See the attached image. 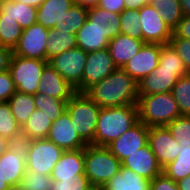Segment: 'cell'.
I'll list each match as a JSON object with an SVG mask.
<instances>
[{
  "label": "cell",
  "mask_w": 190,
  "mask_h": 190,
  "mask_svg": "<svg viewBox=\"0 0 190 190\" xmlns=\"http://www.w3.org/2000/svg\"><path fill=\"white\" fill-rule=\"evenodd\" d=\"M117 69L108 48L88 52L82 76V92L106 78Z\"/></svg>",
  "instance_id": "cell-11"
},
{
  "label": "cell",
  "mask_w": 190,
  "mask_h": 190,
  "mask_svg": "<svg viewBox=\"0 0 190 190\" xmlns=\"http://www.w3.org/2000/svg\"><path fill=\"white\" fill-rule=\"evenodd\" d=\"M121 161L106 146L84 148V174L93 187H103L121 169Z\"/></svg>",
  "instance_id": "cell-4"
},
{
  "label": "cell",
  "mask_w": 190,
  "mask_h": 190,
  "mask_svg": "<svg viewBox=\"0 0 190 190\" xmlns=\"http://www.w3.org/2000/svg\"><path fill=\"white\" fill-rule=\"evenodd\" d=\"M15 92L16 87L9 70L0 73V103L8 101Z\"/></svg>",
  "instance_id": "cell-43"
},
{
  "label": "cell",
  "mask_w": 190,
  "mask_h": 190,
  "mask_svg": "<svg viewBox=\"0 0 190 190\" xmlns=\"http://www.w3.org/2000/svg\"><path fill=\"white\" fill-rule=\"evenodd\" d=\"M98 7L120 14L125 9V3L124 0H100Z\"/></svg>",
  "instance_id": "cell-46"
},
{
  "label": "cell",
  "mask_w": 190,
  "mask_h": 190,
  "mask_svg": "<svg viewBox=\"0 0 190 190\" xmlns=\"http://www.w3.org/2000/svg\"><path fill=\"white\" fill-rule=\"evenodd\" d=\"M172 94L180 114L190 116V73L177 80L173 86Z\"/></svg>",
  "instance_id": "cell-37"
},
{
  "label": "cell",
  "mask_w": 190,
  "mask_h": 190,
  "mask_svg": "<svg viewBox=\"0 0 190 190\" xmlns=\"http://www.w3.org/2000/svg\"><path fill=\"white\" fill-rule=\"evenodd\" d=\"M17 124L22 128L30 115L36 110L33 94L16 91L8 100Z\"/></svg>",
  "instance_id": "cell-29"
},
{
  "label": "cell",
  "mask_w": 190,
  "mask_h": 190,
  "mask_svg": "<svg viewBox=\"0 0 190 190\" xmlns=\"http://www.w3.org/2000/svg\"><path fill=\"white\" fill-rule=\"evenodd\" d=\"M51 187V190H89L93 186L84 174L74 176V180H52Z\"/></svg>",
  "instance_id": "cell-41"
},
{
  "label": "cell",
  "mask_w": 190,
  "mask_h": 190,
  "mask_svg": "<svg viewBox=\"0 0 190 190\" xmlns=\"http://www.w3.org/2000/svg\"><path fill=\"white\" fill-rule=\"evenodd\" d=\"M52 178L39 172L25 171L20 186L26 190H51Z\"/></svg>",
  "instance_id": "cell-40"
},
{
  "label": "cell",
  "mask_w": 190,
  "mask_h": 190,
  "mask_svg": "<svg viewBox=\"0 0 190 190\" xmlns=\"http://www.w3.org/2000/svg\"><path fill=\"white\" fill-rule=\"evenodd\" d=\"M183 15L190 16V0H179Z\"/></svg>",
  "instance_id": "cell-52"
},
{
  "label": "cell",
  "mask_w": 190,
  "mask_h": 190,
  "mask_svg": "<svg viewBox=\"0 0 190 190\" xmlns=\"http://www.w3.org/2000/svg\"><path fill=\"white\" fill-rule=\"evenodd\" d=\"M7 190H15V187H10V188L7 189Z\"/></svg>",
  "instance_id": "cell-57"
},
{
  "label": "cell",
  "mask_w": 190,
  "mask_h": 190,
  "mask_svg": "<svg viewBox=\"0 0 190 190\" xmlns=\"http://www.w3.org/2000/svg\"><path fill=\"white\" fill-rule=\"evenodd\" d=\"M75 5H80L83 8L90 9L97 7L100 0H73Z\"/></svg>",
  "instance_id": "cell-49"
},
{
  "label": "cell",
  "mask_w": 190,
  "mask_h": 190,
  "mask_svg": "<svg viewBox=\"0 0 190 190\" xmlns=\"http://www.w3.org/2000/svg\"><path fill=\"white\" fill-rule=\"evenodd\" d=\"M149 3L159 11L161 18L171 30L184 16L179 0H150Z\"/></svg>",
  "instance_id": "cell-32"
},
{
  "label": "cell",
  "mask_w": 190,
  "mask_h": 190,
  "mask_svg": "<svg viewBox=\"0 0 190 190\" xmlns=\"http://www.w3.org/2000/svg\"><path fill=\"white\" fill-rule=\"evenodd\" d=\"M12 54L11 48L0 46V73L9 70Z\"/></svg>",
  "instance_id": "cell-47"
},
{
  "label": "cell",
  "mask_w": 190,
  "mask_h": 190,
  "mask_svg": "<svg viewBox=\"0 0 190 190\" xmlns=\"http://www.w3.org/2000/svg\"><path fill=\"white\" fill-rule=\"evenodd\" d=\"M23 143L26 150V169L50 176L63 150L47 138Z\"/></svg>",
  "instance_id": "cell-7"
},
{
  "label": "cell",
  "mask_w": 190,
  "mask_h": 190,
  "mask_svg": "<svg viewBox=\"0 0 190 190\" xmlns=\"http://www.w3.org/2000/svg\"><path fill=\"white\" fill-rule=\"evenodd\" d=\"M88 18V9L73 5L62 17L58 27L54 29L66 33L77 34Z\"/></svg>",
  "instance_id": "cell-33"
},
{
  "label": "cell",
  "mask_w": 190,
  "mask_h": 190,
  "mask_svg": "<svg viewBox=\"0 0 190 190\" xmlns=\"http://www.w3.org/2000/svg\"><path fill=\"white\" fill-rule=\"evenodd\" d=\"M109 40L120 34V14L103 10L100 7L88 9V18Z\"/></svg>",
  "instance_id": "cell-25"
},
{
  "label": "cell",
  "mask_w": 190,
  "mask_h": 190,
  "mask_svg": "<svg viewBox=\"0 0 190 190\" xmlns=\"http://www.w3.org/2000/svg\"><path fill=\"white\" fill-rule=\"evenodd\" d=\"M140 19L138 10L124 9L120 13V33L142 40Z\"/></svg>",
  "instance_id": "cell-38"
},
{
  "label": "cell",
  "mask_w": 190,
  "mask_h": 190,
  "mask_svg": "<svg viewBox=\"0 0 190 190\" xmlns=\"http://www.w3.org/2000/svg\"><path fill=\"white\" fill-rule=\"evenodd\" d=\"M15 190H26V189L22 188L21 186H17L15 187Z\"/></svg>",
  "instance_id": "cell-56"
},
{
  "label": "cell",
  "mask_w": 190,
  "mask_h": 190,
  "mask_svg": "<svg viewBox=\"0 0 190 190\" xmlns=\"http://www.w3.org/2000/svg\"><path fill=\"white\" fill-rule=\"evenodd\" d=\"M148 144L162 169L179 155L180 144L166 126L149 127Z\"/></svg>",
  "instance_id": "cell-12"
},
{
  "label": "cell",
  "mask_w": 190,
  "mask_h": 190,
  "mask_svg": "<svg viewBox=\"0 0 190 190\" xmlns=\"http://www.w3.org/2000/svg\"><path fill=\"white\" fill-rule=\"evenodd\" d=\"M150 0H124L125 9L139 10L142 6L149 4Z\"/></svg>",
  "instance_id": "cell-48"
},
{
  "label": "cell",
  "mask_w": 190,
  "mask_h": 190,
  "mask_svg": "<svg viewBox=\"0 0 190 190\" xmlns=\"http://www.w3.org/2000/svg\"><path fill=\"white\" fill-rule=\"evenodd\" d=\"M74 128L69 113L64 111L56 121L52 122L47 139L55 143L63 151L85 148L88 144Z\"/></svg>",
  "instance_id": "cell-16"
},
{
  "label": "cell",
  "mask_w": 190,
  "mask_h": 190,
  "mask_svg": "<svg viewBox=\"0 0 190 190\" xmlns=\"http://www.w3.org/2000/svg\"><path fill=\"white\" fill-rule=\"evenodd\" d=\"M150 183V179L121 166L120 171L103 185L102 190H150Z\"/></svg>",
  "instance_id": "cell-23"
},
{
  "label": "cell",
  "mask_w": 190,
  "mask_h": 190,
  "mask_svg": "<svg viewBox=\"0 0 190 190\" xmlns=\"http://www.w3.org/2000/svg\"><path fill=\"white\" fill-rule=\"evenodd\" d=\"M100 107L85 93L75 92L67 103L72 125L79 136L87 143L94 141Z\"/></svg>",
  "instance_id": "cell-5"
},
{
  "label": "cell",
  "mask_w": 190,
  "mask_h": 190,
  "mask_svg": "<svg viewBox=\"0 0 190 190\" xmlns=\"http://www.w3.org/2000/svg\"><path fill=\"white\" fill-rule=\"evenodd\" d=\"M142 40L145 43L169 44L172 30L161 18L159 11L150 3L139 10Z\"/></svg>",
  "instance_id": "cell-10"
},
{
  "label": "cell",
  "mask_w": 190,
  "mask_h": 190,
  "mask_svg": "<svg viewBox=\"0 0 190 190\" xmlns=\"http://www.w3.org/2000/svg\"><path fill=\"white\" fill-rule=\"evenodd\" d=\"M75 92L76 90L50 64L44 67L37 93L68 103Z\"/></svg>",
  "instance_id": "cell-18"
},
{
  "label": "cell",
  "mask_w": 190,
  "mask_h": 190,
  "mask_svg": "<svg viewBox=\"0 0 190 190\" xmlns=\"http://www.w3.org/2000/svg\"><path fill=\"white\" fill-rule=\"evenodd\" d=\"M88 53L75 47L49 59L50 64L77 92H82V76Z\"/></svg>",
  "instance_id": "cell-8"
},
{
  "label": "cell",
  "mask_w": 190,
  "mask_h": 190,
  "mask_svg": "<svg viewBox=\"0 0 190 190\" xmlns=\"http://www.w3.org/2000/svg\"><path fill=\"white\" fill-rule=\"evenodd\" d=\"M171 38H185L190 40V16H183L181 21L172 30Z\"/></svg>",
  "instance_id": "cell-45"
},
{
  "label": "cell",
  "mask_w": 190,
  "mask_h": 190,
  "mask_svg": "<svg viewBox=\"0 0 190 190\" xmlns=\"http://www.w3.org/2000/svg\"><path fill=\"white\" fill-rule=\"evenodd\" d=\"M89 190H102L101 187H91Z\"/></svg>",
  "instance_id": "cell-55"
},
{
  "label": "cell",
  "mask_w": 190,
  "mask_h": 190,
  "mask_svg": "<svg viewBox=\"0 0 190 190\" xmlns=\"http://www.w3.org/2000/svg\"><path fill=\"white\" fill-rule=\"evenodd\" d=\"M148 132L149 127L138 121L106 147L122 162L126 157L136 152V150L148 144Z\"/></svg>",
  "instance_id": "cell-14"
},
{
  "label": "cell",
  "mask_w": 190,
  "mask_h": 190,
  "mask_svg": "<svg viewBox=\"0 0 190 190\" xmlns=\"http://www.w3.org/2000/svg\"><path fill=\"white\" fill-rule=\"evenodd\" d=\"M23 29L11 17H0V46L11 48L17 45Z\"/></svg>",
  "instance_id": "cell-35"
},
{
  "label": "cell",
  "mask_w": 190,
  "mask_h": 190,
  "mask_svg": "<svg viewBox=\"0 0 190 190\" xmlns=\"http://www.w3.org/2000/svg\"><path fill=\"white\" fill-rule=\"evenodd\" d=\"M137 105L101 108L94 141L96 146H107L138 122Z\"/></svg>",
  "instance_id": "cell-2"
},
{
  "label": "cell",
  "mask_w": 190,
  "mask_h": 190,
  "mask_svg": "<svg viewBox=\"0 0 190 190\" xmlns=\"http://www.w3.org/2000/svg\"><path fill=\"white\" fill-rule=\"evenodd\" d=\"M48 37L49 29L42 24L35 23L24 28L17 45L12 50V55L46 61V42Z\"/></svg>",
  "instance_id": "cell-9"
},
{
  "label": "cell",
  "mask_w": 190,
  "mask_h": 190,
  "mask_svg": "<svg viewBox=\"0 0 190 190\" xmlns=\"http://www.w3.org/2000/svg\"><path fill=\"white\" fill-rule=\"evenodd\" d=\"M161 44L144 43L140 51L122 68L139 83L159 65Z\"/></svg>",
  "instance_id": "cell-15"
},
{
  "label": "cell",
  "mask_w": 190,
  "mask_h": 190,
  "mask_svg": "<svg viewBox=\"0 0 190 190\" xmlns=\"http://www.w3.org/2000/svg\"><path fill=\"white\" fill-rule=\"evenodd\" d=\"M180 76L175 70L161 69L158 65L150 75L138 83V95H152L172 92Z\"/></svg>",
  "instance_id": "cell-19"
},
{
  "label": "cell",
  "mask_w": 190,
  "mask_h": 190,
  "mask_svg": "<svg viewBox=\"0 0 190 190\" xmlns=\"http://www.w3.org/2000/svg\"><path fill=\"white\" fill-rule=\"evenodd\" d=\"M0 136L11 143L21 142V127L17 124L8 101L0 103Z\"/></svg>",
  "instance_id": "cell-30"
},
{
  "label": "cell",
  "mask_w": 190,
  "mask_h": 190,
  "mask_svg": "<svg viewBox=\"0 0 190 190\" xmlns=\"http://www.w3.org/2000/svg\"><path fill=\"white\" fill-rule=\"evenodd\" d=\"M48 61L24 58L12 55L9 72L16 87V91L26 94H36L41 81V75Z\"/></svg>",
  "instance_id": "cell-6"
},
{
  "label": "cell",
  "mask_w": 190,
  "mask_h": 190,
  "mask_svg": "<svg viewBox=\"0 0 190 190\" xmlns=\"http://www.w3.org/2000/svg\"><path fill=\"white\" fill-rule=\"evenodd\" d=\"M159 66L161 69L175 70L180 77L189 73L184 62L170 44L161 45Z\"/></svg>",
  "instance_id": "cell-36"
},
{
  "label": "cell",
  "mask_w": 190,
  "mask_h": 190,
  "mask_svg": "<svg viewBox=\"0 0 190 190\" xmlns=\"http://www.w3.org/2000/svg\"><path fill=\"white\" fill-rule=\"evenodd\" d=\"M169 44L180 56L185 68L190 72V40L185 38H171Z\"/></svg>",
  "instance_id": "cell-42"
},
{
  "label": "cell",
  "mask_w": 190,
  "mask_h": 190,
  "mask_svg": "<svg viewBox=\"0 0 190 190\" xmlns=\"http://www.w3.org/2000/svg\"><path fill=\"white\" fill-rule=\"evenodd\" d=\"M52 121L36 109L21 128V142L48 137Z\"/></svg>",
  "instance_id": "cell-26"
},
{
  "label": "cell",
  "mask_w": 190,
  "mask_h": 190,
  "mask_svg": "<svg viewBox=\"0 0 190 190\" xmlns=\"http://www.w3.org/2000/svg\"><path fill=\"white\" fill-rule=\"evenodd\" d=\"M36 109L42 111L52 122L56 121L66 111L67 102L46 94L33 95Z\"/></svg>",
  "instance_id": "cell-34"
},
{
  "label": "cell",
  "mask_w": 190,
  "mask_h": 190,
  "mask_svg": "<svg viewBox=\"0 0 190 190\" xmlns=\"http://www.w3.org/2000/svg\"><path fill=\"white\" fill-rule=\"evenodd\" d=\"M14 1L22 2L24 4H27L29 6L36 7V8H38L44 2V0H14Z\"/></svg>",
  "instance_id": "cell-53"
},
{
  "label": "cell",
  "mask_w": 190,
  "mask_h": 190,
  "mask_svg": "<svg viewBox=\"0 0 190 190\" xmlns=\"http://www.w3.org/2000/svg\"><path fill=\"white\" fill-rule=\"evenodd\" d=\"M77 37V47L85 52H95L100 49L108 48L110 40L106 38L91 22L87 19L80 28Z\"/></svg>",
  "instance_id": "cell-27"
},
{
  "label": "cell",
  "mask_w": 190,
  "mask_h": 190,
  "mask_svg": "<svg viewBox=\"0 0 190 190\" xmlns=\"http://www.w3.org/2000/svg\"><path fill=\"white\" fill-rule=\"evenodd\" d=\"M0 17H11L24 29L37 23V8L14 0H0Z\"/></svg>",
  "instance_id": "cell-24"
},
{
  "label": "cell",
  "mask_w": 190,
  "mask_h": 190,
  "mask_svg": "<svg viewBox=\"0 0 190 190\" xmlns=\"http://www.w3.org/2000/svg\"><path fill=\"white\" fill-rule=\"evenodd\" d=\"M100 108L137 105L138 83L122 68H117L85 92Z\"/></svg>",
  "instance_id": "cell-1"
},
{
  "label": "cell",
  "mask_w": 190,
  "mask_h": 190,
  "mask_svg": "<svg viewBox=\"0 0 190 190\" xmlns=\"http://www.w3.org/2000/svg\"><path fill=\"white\" fill-rule=\"evenodd\" d=\"M150 190H179V188L177 182L162 172L151 180Z\"/></svg>",
  "instance_id": "cell-44"
},
{
  "label": "cell",
  "mask_w": 190,
  "mask_h": 190,
  "mask_svg": "<svg viewBox=\"0 0 190 190\" xmlns=\"http://www.w3.org/2000/svg\"><path fill=\"white\" fill-rule=\"evenodd\" d=\"M3 179L11 186H20L26 171V150L23 142L12 143L0 157Z\"/></svg>",
  "instance_id": "cell-13"
},
{
  "label": "cell",
  "mask_w": 190,
  "mask_h": 190,
  "mask_svg": "<svg viewBox=\"0 0 190 190\" xmlns=\"http://www.w3.org/2000/svg\"><path fill=\"white\" fill-rule=\"evenodd\" d=\"M73 5V0H44L37 8V23L48 29L58 27L64 14Z\"/></svg>",
  "instance_id": "cell-22"
},
{
  "label": "cell",
  "mask_w": 190,
  "mask_h": 190,
  "mask_svg": "<svg viewBox=\"0 0 190 190\" xmlns=\"http://www.w3.org/2000/svg\"><path fill=\"white\" fill-rule=\"evenodd\" d=\"M144 43L143 40L121 33L111 39L108 50L117 68H123L140 51Z\"/></svg>",
  "instance_id": "cell-21"
},
{
  "label": "cell",
  "mask_w": 190,
  "mask_h": 190,
  "mask_svg": "<svg viewBox=\"0 0 190 190\" xmlns=\"http://www.w3.org/2000/svg\"><path fill=\"white\" fill-rule=\"evenodd\" d=\"M162 172L175 182L190 176V145H180L179 155Z\"/></svg>",
  "instance_id": "cell-31"
},
{
  "label": "cell",
  "mask_w": 190,
  "mask_h": 190,
  "mask_svg": "<svg viewBox=\"0 0 190 190\" xmlns=\"http://www.w3.org/2000/svg\"><path fill=\"white\" fill-rule=\"evenodd\" d=\"M11 186L3 179L2 173H1V167H0V190H7Z\"/></svg>",
  "instance_id": "cell-54"
},
{
  "label": "cell",
  "mask_w": 190,
  "mask_h": 190,
  "mask_svg": "<svg viewBox=\"0 0 190 190\" xmlns=\"http://www.w3.org/2000/svg\"><path fill=\"white\" fill-rule=\"evenodd\" d=\"M12 143L7 139L0 136V157L4 154V152L9 148Z\"/></svg>",
  "instance_id": "cell-51"
},
{
  "label": "cell",
  "mask_w": 190,
  "mask_h": 190,
  "mask_svg": "<svg viewBox=\"0 0 190 190\" xmlns=\"http://www.w3.org/2000/svg\"><path fill=\"white\" fill-rule=\"evenodd\" d=\"M84 175V148L63 151L50 177L52 180H74V176Z\"/></svg>",
  "instance_id": "cell-20"
},
{
  "label": "cell",
  "mask_w": 190,
  "mask_h": 190,
  "mask_svg": "<svg viewBox=\"0 0 190 190\" xmlns=\"http://www.w3.org/2000/svg\"><path fill=\"white\" fill-rule=\"evenodd\" d=\"M77 47L76 34L66 33L54 28L49 29V37L46 42V61L53 56Z\"/></svg>",
  "instance_id": "cell-28"
},
{
  "label": "cell",
  "mask_w": 190,
  "mask_h": 190,
  "mask_svg": "<svg viewBox=\"0 0 190 190\" xmlns=\"http://www.w3.org/2000/svg\"><path fill=\"white\" fill-rule=\"evenodd\" d=\"M179 190H190V176H186L183 179L177 181Z\"/></svg>",
  "instance_id": "cell-50"
},
{
  "label": "cell",
  "mask_w": 190,
  "mask_h": 190,
  "mask_svg": "<svg viewBox=\"0 0 190 190\" xmlns=\"http://www.w3.org/2000/svg\"><path fill=\"white\" fill-rule=\"evenodd\" d=\"M138 120L147 127L166 126L181 116L172 92L139 95Z\"/></svg>",
  "instance_id": "cell-3"
},
{
  "label": "cell",
  "mask_w": 190,
  "mask_h": 190,
  "mask_svg": "<svg viewBox=\"0 0 190 190\" xmlns=\"http://www.w3.org/2000/svg\"><path fill=\"white\" fill-rule=\"evenodd\" d=\"M166 127L180 145H190V116L181 115Z\"/></svg>",
  "instance_id": "cell-39"
},
{
  "label": "cell",
  "mask_w": 190,
  "mask_h": 190,
  "mask_svg": "<svg viewBox=\"0 0 190 190\" xmlns=\"http://www.w3.org/2000/svg\"><path fill=\"white\" fill-rule=\"evenodd\" d=\"M121 164L122 167L130 169L138 175L150 180L162 173V168L158 164L156 156L151 151L149 144L126 157Z\"/></svg>",
  "instance_id": "cell-17"
}]
</instances>
